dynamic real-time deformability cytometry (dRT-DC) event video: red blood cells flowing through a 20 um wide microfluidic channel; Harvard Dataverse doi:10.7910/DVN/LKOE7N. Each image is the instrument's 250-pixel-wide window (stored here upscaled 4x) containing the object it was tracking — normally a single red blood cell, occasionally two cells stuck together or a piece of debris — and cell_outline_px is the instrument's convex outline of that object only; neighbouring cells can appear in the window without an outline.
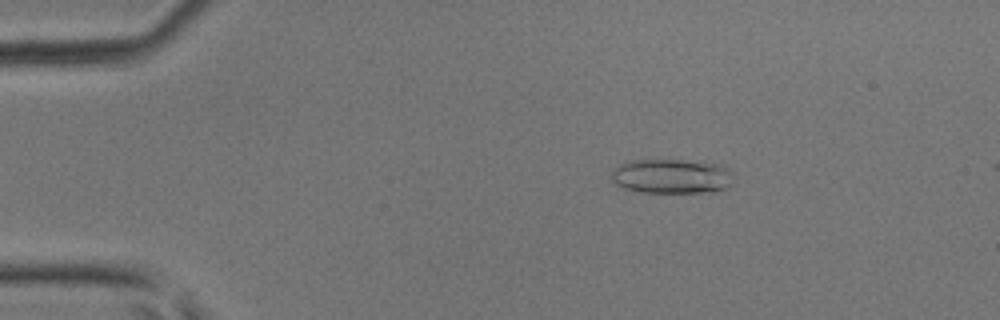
{"species": "common noctule bat (a hibernating species)", "species_latin": "Nyctalus noctula", "temperature_condition": "room temperature", "stored_images_in_passage": 38, "camera_frame_rate_fps": 3000, "um_per_image_px": 0.085, "animal": {"sex": "male", "body_mass_g": 17.9, "forearm_length_mm": 54.2}, "frame": {"image": 1, "passage_image": 2, "time_ms": 0.333, "image_size_px": [1000, 320], "cell_outline_px": [[732, 184], [728, 188], [712, 192], [640, 192], [624, 188], [616, 184], [612, 180], [612, 168], [620, 164], [632, 160], [700, 160], [724, 164], [728, 172]], "centroid_in_image_um": [57.1, 14.97], "position_along_channel_um": 27.9, "area_um2": 24.85}}
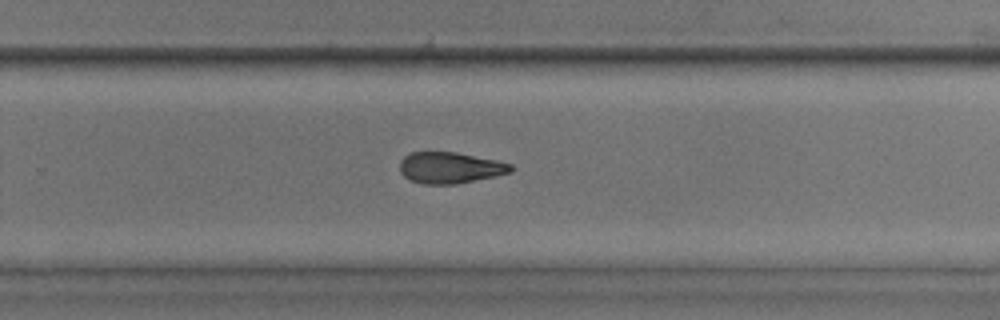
{"frame": {"image": 2, "passage_image": 23, "time_ms": 7.333, "image_size_px": [1000, 320], "cell_outline_px": [[512, 172], [496, 176], [456, 184], [424, 184], [408, 180], [400, 172], [400, 160], [408, 152], [456, 152], [496, 160], [512, 164]], "centroid_in_image_um": [38.23, 14.26], "position_along_channel_um": 291.6, "area_um2": 20.35}}
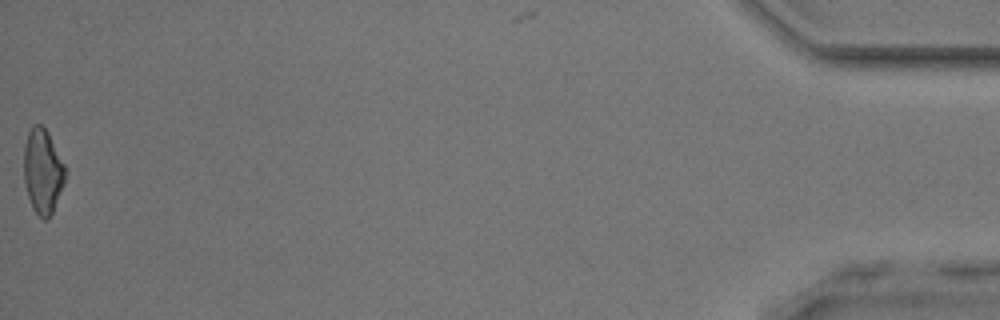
{"frame": {"image": 3, "passage_image": 38, "time_ms": 12.333, "image_size_px": [1000, 320], "cell_outline_px": [[68, 172], [64, 184], [52, 212], [48, 220], [44, 220], [32, 208], [28, 196], [24, 180], [24, 148], [28, 132], [32, 124], [40, 124], [48, 132]], "centroid_in_image_um": [3.64, 14.55], "position_along_channel_um": 431.6, "area_um2": 20.46}}